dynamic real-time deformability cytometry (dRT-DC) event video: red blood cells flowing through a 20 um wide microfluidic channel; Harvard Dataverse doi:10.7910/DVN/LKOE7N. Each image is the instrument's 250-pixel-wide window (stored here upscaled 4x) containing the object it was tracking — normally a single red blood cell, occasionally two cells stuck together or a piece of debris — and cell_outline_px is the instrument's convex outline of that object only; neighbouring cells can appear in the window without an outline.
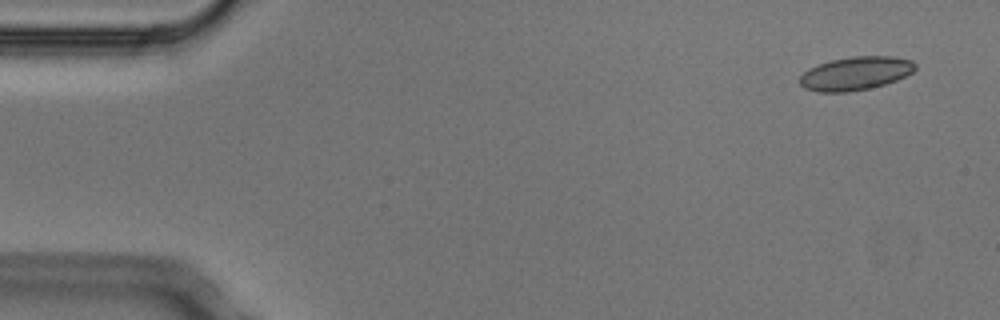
{"species": "Egyptian fruit bat (a non-hibernating species)", "species_latin": "Rousettus aegyptiacus", "temperature_condition": "cold", "stored_images_in_passage": 4, "camera_frame_rate_fps": 3000, "um_per_image_px": 0.085, "animal": {"sex": "male"}, "frame": {"image": 1, "passage_image": 1, "time_ms": 0.0, "image_size_px": [1000, 320], "cell_outline_px": [[916, 68], [912, 72], [896, 80], [884, 84], [868, 88], [848, 92], [816, 92], [804, 88], [800, 84], [800, 76], [808, 68], [832, 60], [852, 56], [892, 56], [912, 60], [916, 64]], "centroid_in_image_um": [72.71, 6.24], "position_along_channel_um": 12.3, "area_um2": 22.43}}
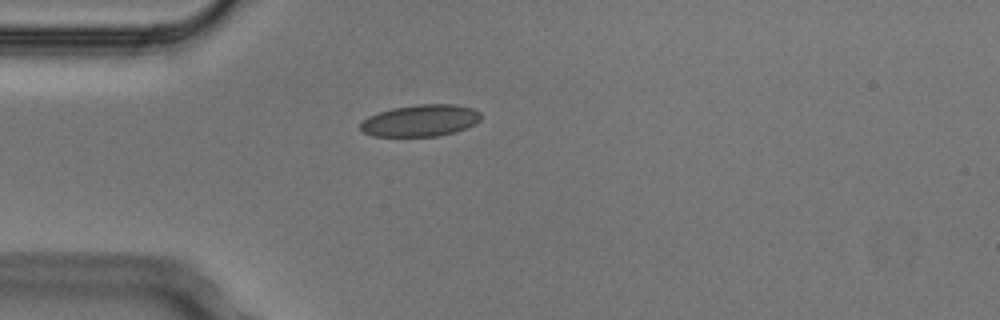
{"frame": {"image": 2, "passage_image": 3, "time_ms": 0.667, "image_size_px": [1000, 320], "cell_outline_px": [[480, 120], [476, 124], [456, 132], [440, 136], [372, 136], [364, 132], [360, 128], [360, 124], [368, 116], [392, 108], [420, 104], [456, 104], [472, 108], [480, 112]], "centroid_in_image_um": [35.77, 10.25], "position_along_channel_um": 49.2, "area_um2": 22.37}}